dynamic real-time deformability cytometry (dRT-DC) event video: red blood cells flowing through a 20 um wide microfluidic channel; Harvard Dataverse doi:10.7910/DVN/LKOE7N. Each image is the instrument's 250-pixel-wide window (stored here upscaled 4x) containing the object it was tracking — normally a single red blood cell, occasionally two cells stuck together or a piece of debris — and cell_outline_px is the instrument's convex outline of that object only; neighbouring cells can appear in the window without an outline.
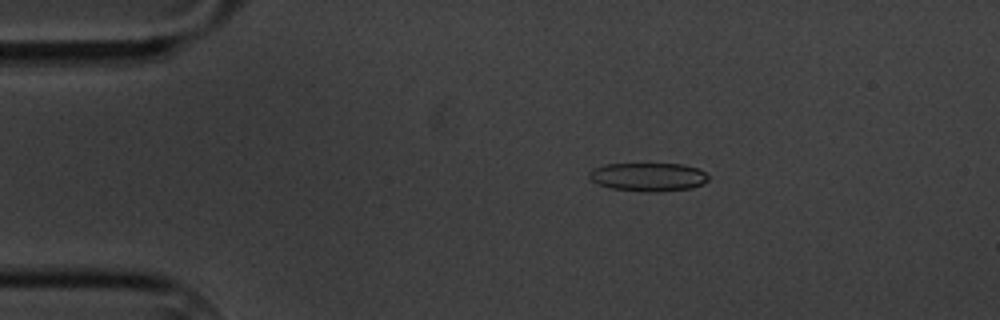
{"species": "common noctule bat (a hibernating species)", "species_latin": "Nyctalus noctula", "temperature_condition": "cold", "stored_images_in_passage": 59, "camera_frame_rate_fps": 3000, "um_per_image_px": 0.085, "animal": {"sex": "male", "body_mass_g": 20.1, "forearm_length_mm": 53.5}, "frame": {"image": 1, "passage_image": 11, "time_ms": 3.333, "image_size_px": [1000, 320], "cell_outline_px": [[708, 180], [704, 184], [692, 188], [660, 192], [648, 192], [608, 188], [592, 180], [588, 176], [588, 172], [592, 168], [604, 164], [680, 164], [696, 168], [704, 172], [708, 176]], "centroid_in_image_um": [55.08, 15.05], "position_along_channel_um": 29.9, "area_um2": 19.88}}
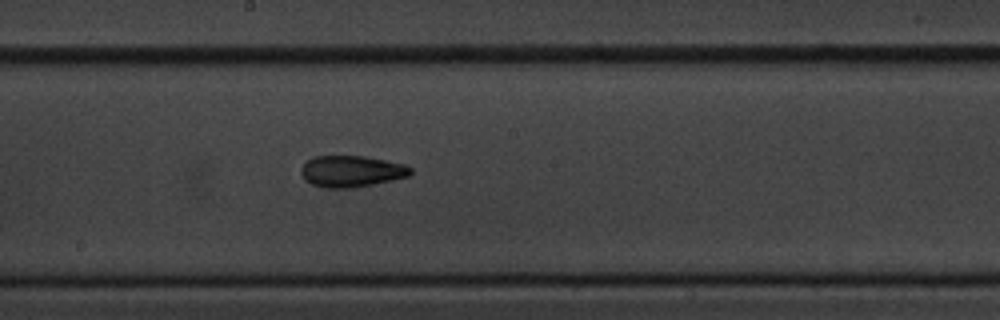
{"frame": {"image": 2, "passage_image": 32, "time_ms": 10.333, "image_size_px": [1000, 320], "cell_outline_px": [[412, 172], [408, 176], [392, 180], [372, 184], [348, 188], [324, 188], [312, 184], [304, 180], [300, 172], [300, 168], [312, 156], [364, 156], [404, 164], [412, 168]], "centroid_in_image_um": [29.83, 14.56], "position_along_channel_um": 218.4, "area_um2": 20.0}}
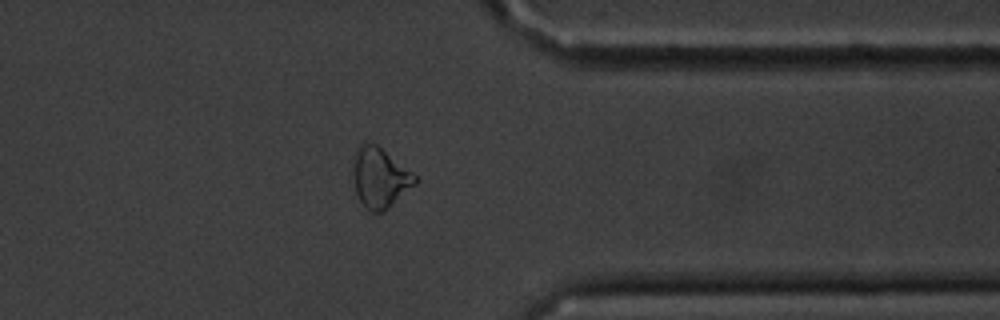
{"frame": {"image": 3, "passage_image": 47, "time_ms": 15.333, "image_size_px": [1000, 320], "cell_outline_px": [[416, 184], [384, 212], [372, 212], [364, 208], [356, 192], [352, 168], [356, 148], [360, 144], [376, 144], [412, 172], [416, 176]], "centroid_in_image_um": [32.28, 15.13], "position_along_channel_um": 379.1, "area_um2": 21.5}, "authors_computed_cell_mechanics": {"area_um2": 19.7676, "velocity_mm_per_s": 3.3685, "shape_relaxation_time_tau1_ms": 5.3181, "shape_relaxation_time_tau2_ms": 3.8191, "deformation_change_tau1": 0.1374, "deformation_change_tau2": 0.1267}}